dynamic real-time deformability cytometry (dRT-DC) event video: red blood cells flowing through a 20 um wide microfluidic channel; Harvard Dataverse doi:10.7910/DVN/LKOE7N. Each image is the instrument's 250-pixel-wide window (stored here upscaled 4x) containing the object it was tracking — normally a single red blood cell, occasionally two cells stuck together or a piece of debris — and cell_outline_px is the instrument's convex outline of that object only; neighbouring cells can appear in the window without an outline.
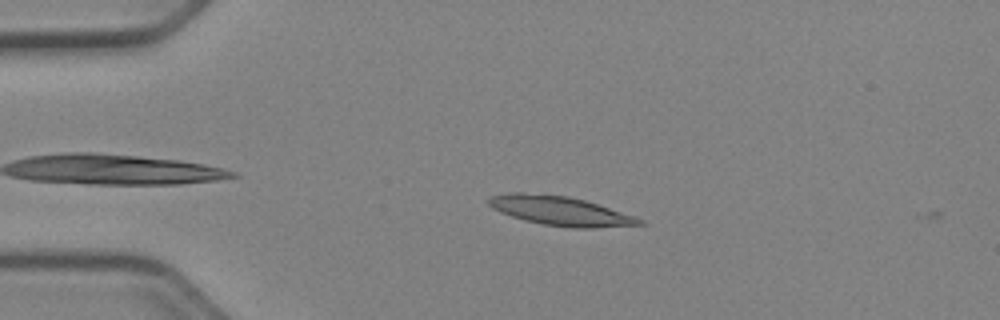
{"species": "Egyptian fruit bat (a non-hibernating species)", "species_latin": "Rousettus aegyptiacus", "temperature_condition": "cold", "stored_images_in_passage": 2, "camera_frame_rate_fps": 3000, "um_per_image_px": 0.085, "animal": {"sex": "female"}, "frame": {"image": 1, "passage_image": 1, "time_ms": 0.0, "image_size_px": [1000, 320], "cell_outline_px": [[648, 224], [596, 228], [572, 228], [544, 224], [524, 220], [500, 212], [492, 208], [488, 204], [488, 200], [492, 196], [512, 192], [524, 192], [568, 196], [584, 200], [644, 220]], "centroid_in_image_um": [47.61, 17.93], "position_along_channel_um": 37.4, "area_um2": 25.37}}